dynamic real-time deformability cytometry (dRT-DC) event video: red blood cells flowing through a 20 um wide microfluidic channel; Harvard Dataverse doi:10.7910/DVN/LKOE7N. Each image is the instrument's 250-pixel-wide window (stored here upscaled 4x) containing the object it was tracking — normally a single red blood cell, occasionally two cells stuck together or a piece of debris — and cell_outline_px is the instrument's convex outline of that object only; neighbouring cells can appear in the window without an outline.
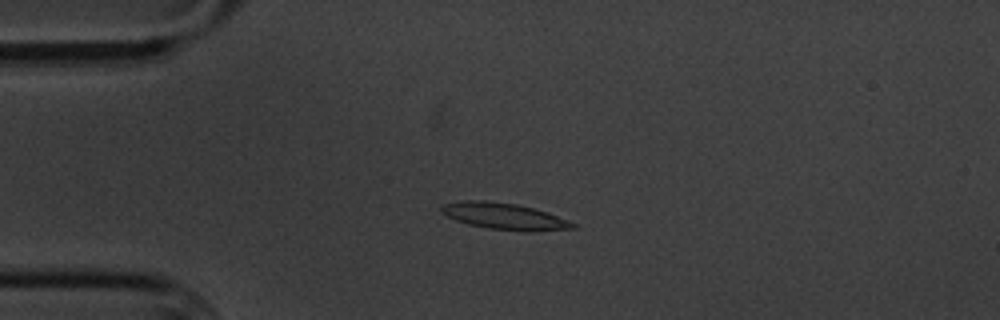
{"species": "common noctule bat (a hibernating species)", "species_latin": "Nyctalus noctula", "temperature_condition": "cold", "stored_images_in_passage": 4, "camera_frame_rate_fps": 3000, "um_per_image_px": 0.085, "animal": {"sex": "male", "body_mass_g": 20.1, "forearm_length_mm": 53.5}, "frame": {"image": 1, "passage_image": 3, "time_ms": 2.333, "image_size_px": [1000, 320], "cell_outline_px": [[576, 228], [528, 232], [524, 232], [488, 228], [468, 224], [456, 220], [440, 212], [440, 208], [444, 204], [464, 200], [484, 200], [516, 204], [548, 212], [576, 224]], "centroid_in_image_um": [42.87, 18.39], "position_along_channel_um": 42.1, "area_um2": 20.23}}